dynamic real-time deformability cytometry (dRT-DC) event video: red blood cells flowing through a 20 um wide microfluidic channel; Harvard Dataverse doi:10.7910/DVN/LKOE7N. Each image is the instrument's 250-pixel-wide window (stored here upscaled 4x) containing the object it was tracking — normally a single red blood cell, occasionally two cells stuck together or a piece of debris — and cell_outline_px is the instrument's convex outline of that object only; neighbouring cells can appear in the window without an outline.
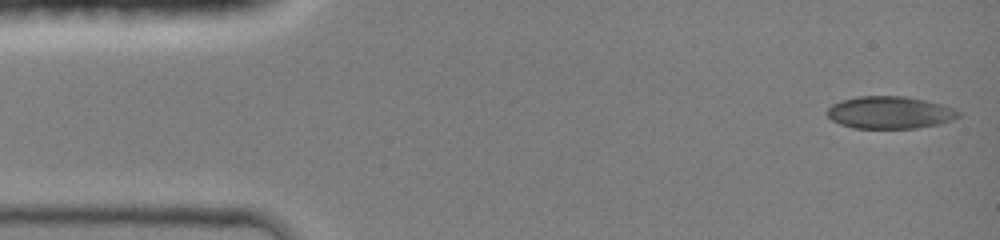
{"species": "common noctule bat (a hibernating species)", "species_latin": "Nyctalus noctula", "temperature_condition": "room temperature", "stored_images_in_passage": 49, "camera_frame_rate_fps": 3000, "um_per_image_px": 0.085, "animal": {"sex": "female", "body_mass_g": 19.0, "forearm_length_mm": 51.5}, "frame": {"image": 1, "passage_image": 1, "time_ms": 0.0, "image_size_px": [1000, 240], "cell_outline_px": [[960, 116], [952, 120], [940, 124], [916, 128], [856, 128], [840, 124], [832, 120], [828, 116], [828, 108], [832, 104], [840, 100], [856, 96], [904, 96], [924, 100], [956, 108], [960, 112]], "centroid_in_image_um": [75.65, 9.56], "position_along_channel_um": 9.3, "area_um2": 24.8}}
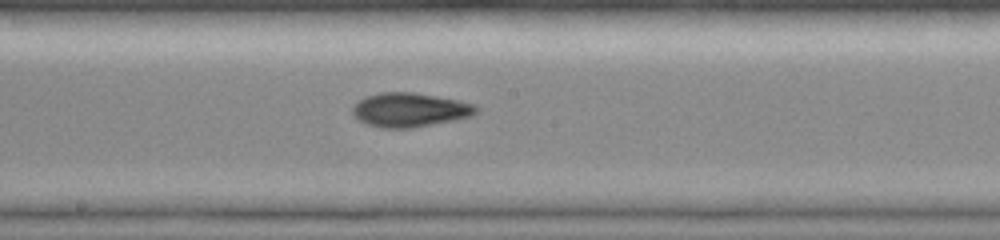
{"frame": {"image": 2, "passage_image": 26, "time_ms": 7.333, "image_size_px": [1000, 240], "cell_outline_px": [[480, 112], [472, 116], [456, 120], [412, 128], [384, 128], [368, 124], [360, 120], [352, 112], [352, 104], [364, 96], [380, 92], [412, 92], [460, 100], [476, 104], [480, 108]], "centroid_in_image_um": [34.88, 9.33], "position_along_channel_um": 213.3, "area_um2": 24.91}}
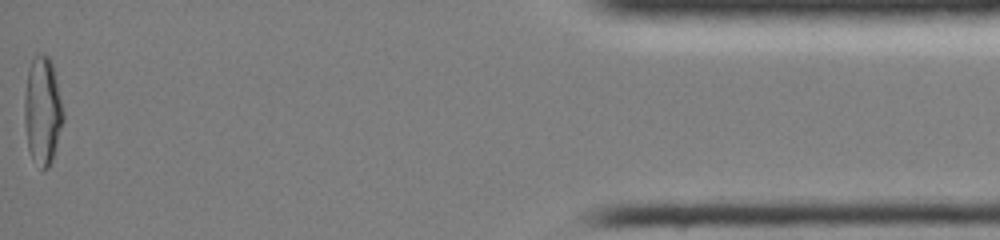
{"frame": {"image": 3, "passage_image": 49, "time_ms": 14.333, "image_size_px": [1000, 240], "cell_outline_px": [[64, 120], [52, 160], [48, 168], [44, 168], [32, 156], [28, 148], [24, 120], [24, 100], [28, 68], [32, 60], [40, 52], [48, 56], [52, 60], [64, 112]], "centroid_in_image_um": [3.63, 9.34], "position_along_channel_um": 431.6, "area_um2": 24.28}, "authors_computed_cell_mechanics": {"area_um2": 24.0448, "velocity_mm_per_s": 4.2572, "shape_relaxation_time_tau1_ms": 5.4768, "shape_relaxation_time_tau2_ms": 3.9103, "deformation_change_tau1": 0.1821, "deformation_change_tau2": 0.0957}}